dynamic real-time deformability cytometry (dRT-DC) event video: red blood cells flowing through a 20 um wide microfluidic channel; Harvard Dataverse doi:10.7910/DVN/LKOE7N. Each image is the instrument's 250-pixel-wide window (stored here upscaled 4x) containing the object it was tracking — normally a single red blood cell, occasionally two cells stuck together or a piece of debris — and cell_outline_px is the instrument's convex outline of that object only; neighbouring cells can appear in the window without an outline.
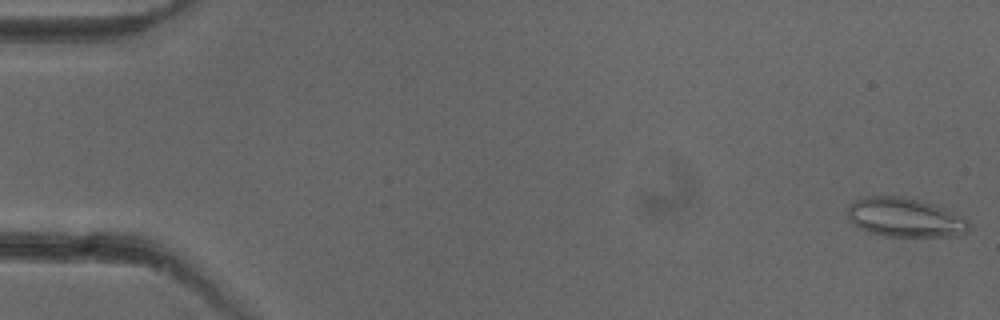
{"species": "common noctule bat (a hibernating species)", "species_latin": "Nyctalus noctula", "temperature_condition": "cold", "stored_images_in_passage": 53, "camera_frame_rate_fps": 3000, "um_per_image_px": 0.085, "animal": {"sex": "female"}, "frame": {"image": 1, "passage_image": 1, "time_ms": 0.0, "image_size_px": [1000, 320], "cell_outline_px": [[972, 228], [968, 232], [960, 236], [880, 236], [868, 232], [852, 224], [848, 220], [848, 204], [864, 196], [908, 196], [932, 204], [964, 216], [968, 220]], "centroid_in_image_um": [76.94, 18.49], "position_along_channel_um": 8.1, "area_um2": 28.21}}
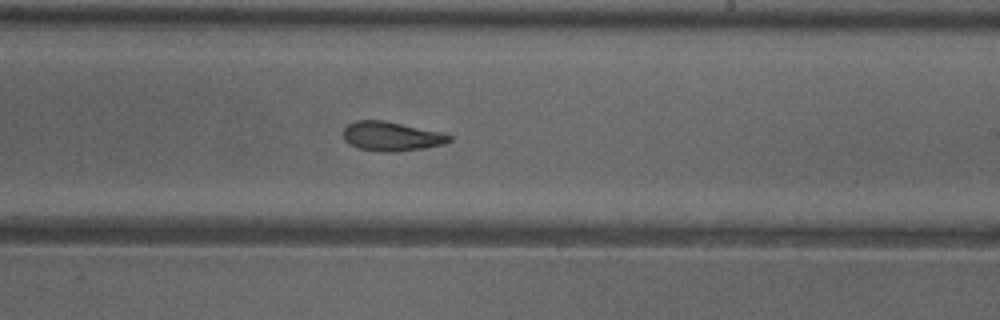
{"frame": {"image": 2, "passage_image": 31, "time_ms": 10.0, "image_size_px": [1000, 320], "cell_outline_px": [[452, 140], [444, 144], [424, 148], [396, 152], [380, 152], [360, 148], [348, 144], [344, 140], [344, 128], [348, 124], [356, 120], [384, 120], [444, 132], [452, 136]], "centroid_in_image_um": [33.3, 11.58], "position_along_channel_um": 255.7, "area_um2": 18.32}}
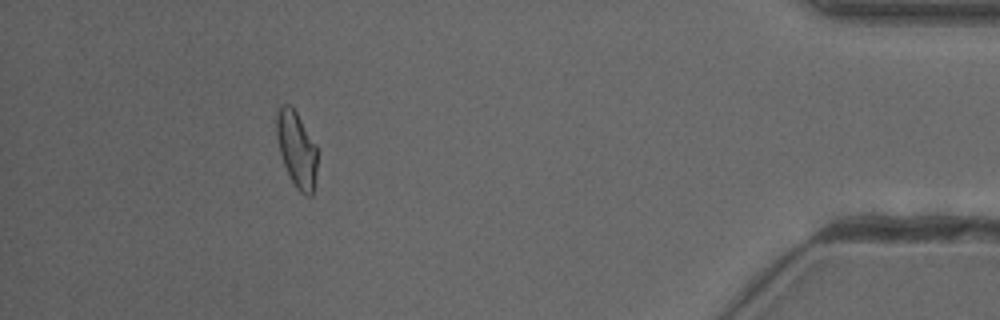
{"frame": {"image": 3, "passage_image": 47, "time_ms": 15.333, "image_size_px": [1000, 320], "cell_outline_px": [[316, 172], [312, 196], [304, 196], [296, 188], [284, 164], [280, 152], [276, 136], [276, 116], [280, 104], [288, 104], [296, 112], [316, 144]], "centroid_in_image_um": [25.21, 12.68], "position_along_channel_um": 410.0, "area_um2": 17.8}}